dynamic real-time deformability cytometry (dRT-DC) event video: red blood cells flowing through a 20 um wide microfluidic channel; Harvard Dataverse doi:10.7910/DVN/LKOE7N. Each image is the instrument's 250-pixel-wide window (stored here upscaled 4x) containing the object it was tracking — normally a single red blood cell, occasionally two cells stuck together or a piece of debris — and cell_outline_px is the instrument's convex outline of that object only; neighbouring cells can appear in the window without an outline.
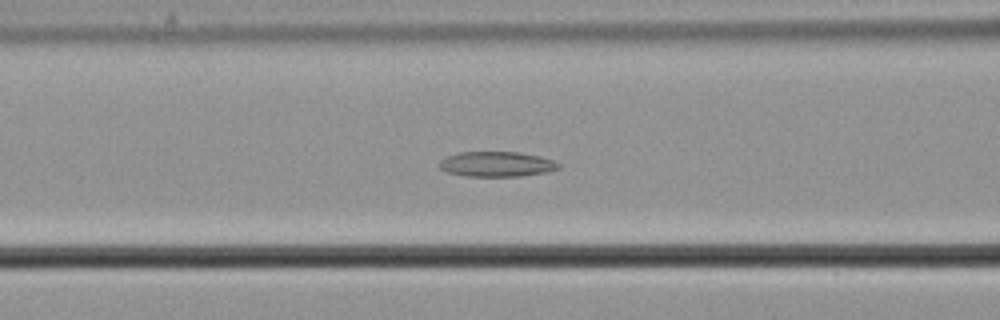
{"species": "common noctule bat (a hibernating species)", "species_latin": "Nyctalus noctula", "temperature_condition": "cold", "stored_images_in_passage": 58, "camera_frame_rate_fps": 3000, "um_per_image_px": 0.085, "animal": {"sex": "male", "body_mass_g": 21.5, "forearm_length_mm": 52.0}, "frame": {"image": 1, "passage_image": 24, "time_ms": 7.667, "image_size_px": [1000, 320], "cell_outline_px": [[560, 168], [548, 172], [520, 176], [468, 176], [448, 172], [440, 168], [440, 160], [448, 156], [460, 152], [520, 152], [540, 156], [552, 160], [560, 164]], "centroid_in_image_um": [42.26, 13.95], "position_along_channel_um": 124.3, "area_um2": 17.34}}
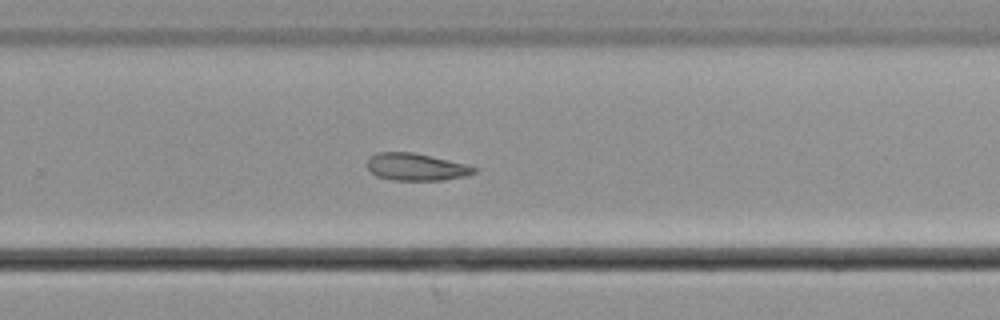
{"frame": {"image": 2, "passage_image": 38, "time_ms": 12.333, "image_size_px": [1000, 320], "cell_outline_px": [[476, 172], [464, 176], [444, 180], [392, 180], [376, 176], [368, 168], [368, 156], [376, 152], [412, 152], [448, 160], [464, 164], [476, 168]], "centroid_in_image_um": [35.31, 14.19], "position_along_channel_um": 294.5, "area_um2": 16.82}}
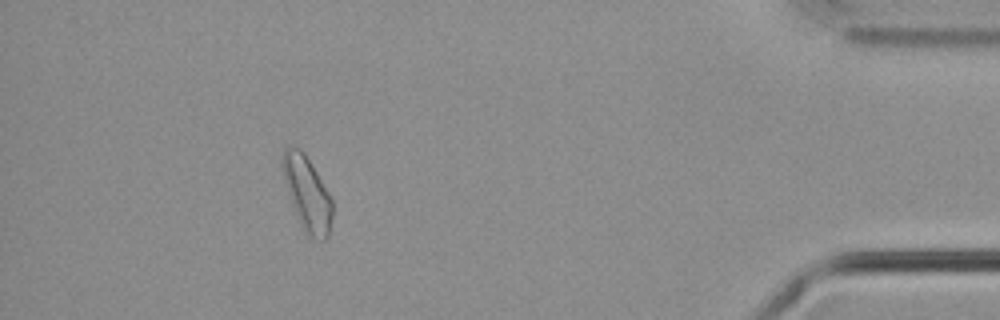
{"frame": {"image": 3, "passage_image": 52, "time_ms": 17.0, "image_size_px": [1000, 320], "cell_outline_px": [[332, 216], [328, 236], [324, 240], [312, 236], [304, 232], [292, 204], [284, 180], [280, 164], [280, 160], [284, 148], [292, 144], [300, 148], [304, 152], [328, 192], [332, 200]], "centroid_in_image_um": [26.07, 16.38], "position_along_channel_um": 409.1, "area_um2": 21.39}, "authors_computed_cell_mechanics": {"area_um2": 19.7965, "velocity_mm_per_s": 3.6458, "shape_relaxation_time_tau1_ms": null, "shape_relaxation_time_tau2_ms": 6.7356, "deformation_change_tau1": null, "deformation_change_tau2": 0.1237}}